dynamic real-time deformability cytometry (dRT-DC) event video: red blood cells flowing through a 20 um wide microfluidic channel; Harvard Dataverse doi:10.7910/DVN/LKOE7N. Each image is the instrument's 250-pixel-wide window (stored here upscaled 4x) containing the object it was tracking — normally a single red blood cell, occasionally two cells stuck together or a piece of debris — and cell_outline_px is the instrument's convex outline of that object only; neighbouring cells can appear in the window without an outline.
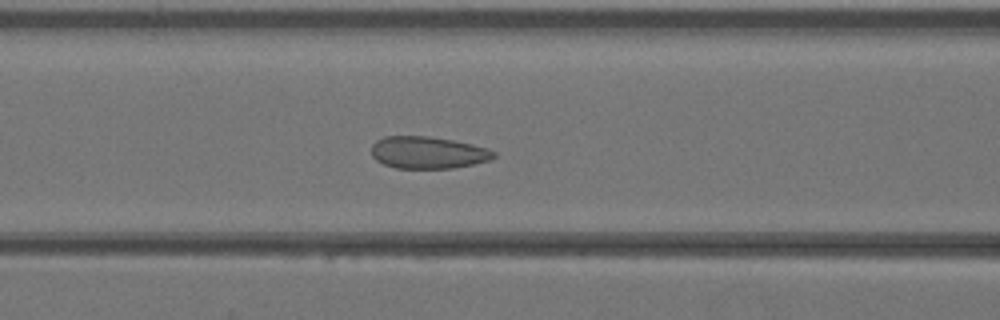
{"species": "Egyptian fruit bat (a non-hibernating species)", "species_latin": "Rousettus aegyptiacus", "temperature_condition": "warm", "stored_images_in_passage": 32, "camera_frame_rate_fps": 3000, "um_per_image_px": 0.085, "animal": {"sex": "female"}, "frame": {"image": 1, "passage_image": 11, "time_ms": 3.333, "image_size_px": [1000, 320], "cell_outline_px": [[496, 156], [492, 160], [452, 168], [396, 168], [384, 164], [376, 160], [372, 156], [372, 144], [376, 140], [384, 136], [428, 136], [452, 140], [472, 144], [488, 148], [496, 152]], "centroid_in_image_um": [36.38, 12.96], "position_along_channel_um": 130.2, "area_um2": 22.95}}
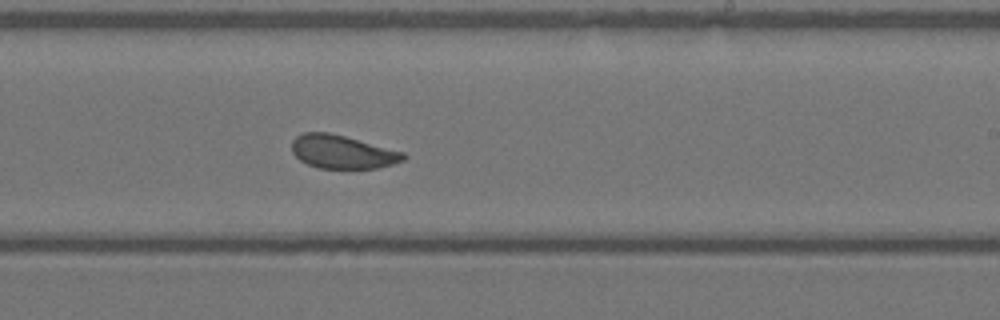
{"frame": {"image": 2, "passage_image": 19, "time_ms": 6.0, "image_size_px": [1000, 320], "cell_outline_px": [[408, 156], [404, 160], [392, 164], [376, 168], [320, 168], [308, 164], [300, 160], [292, 152], [292, 140], [296, 136], [304, 132], [328, 132], [344, 136], [404, 152]], "centroid_in_image_um": [29.09, 12.9], "position_along_channel_um": 259.9, "area_um2": 21.56}}
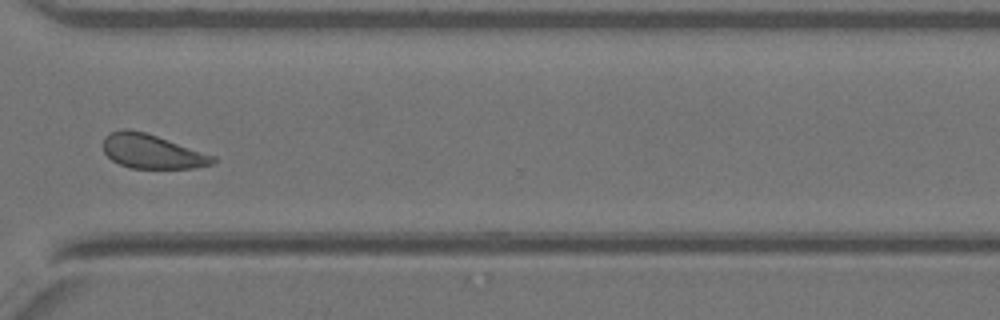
{"frame": {"image": 3, "passage_image": 25, "time_ms": 8.0, "image_size_px": [1000, 320], "cell_outline_px": [[216, 160], [212, 164], [192, 168], [132, 168], [120, 164], [112, 160], [104, 152], [104, 136], [108, 132], [120, 128], [128, 128], [144, 132], [216, 156]], "centroid_in_image_um": [12.89, 12.86], "position_along_channel_um": 357.7, "area_um2": 21.79}}